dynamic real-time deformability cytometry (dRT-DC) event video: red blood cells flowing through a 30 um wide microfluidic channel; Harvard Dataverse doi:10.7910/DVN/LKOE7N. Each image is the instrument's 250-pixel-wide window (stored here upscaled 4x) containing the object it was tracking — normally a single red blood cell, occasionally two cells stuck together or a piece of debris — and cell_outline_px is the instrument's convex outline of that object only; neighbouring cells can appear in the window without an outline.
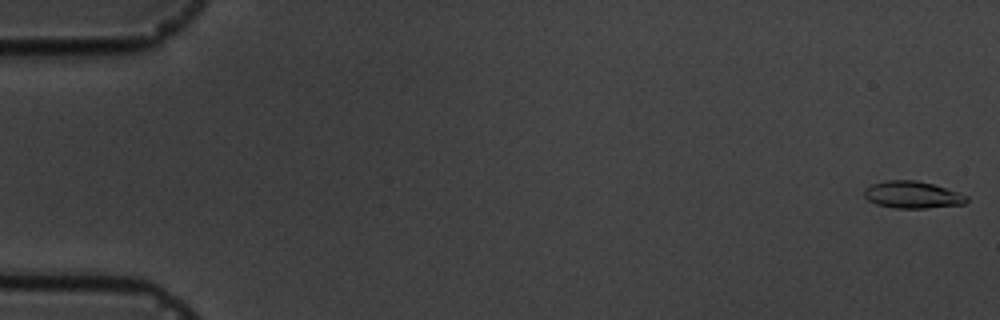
{"species": "common noctule bat (a hibernating species)", "species_latin": "Nyctalus noctula", "temperature_condition": "cold", "stored_images_in_passage": 7, "camera_frame_rate_fps": 3000, "um_per_image_px": 0.085, "animal": {"sex": "male", "body_mass_g": 19.5, "forearm_length_mm": 54.6}, "frame": {"image": 1, "passage_image": 1, "time_ms": 0.0, "image_size_px": [1000, 320], "cell_outline_px": [[968, 200], [964, 204], [924, 208], [896, 208], [876, 204], [868, 200], [864, 196], [864, 188], [872, 184], [884, 180], [916, 180], [932, 184], [960, 192], [968, 196]], "centroid_in_image_um": [77.55, 16.55], "position_along_channel_um": 7.5, "area_um2": 16.18}}
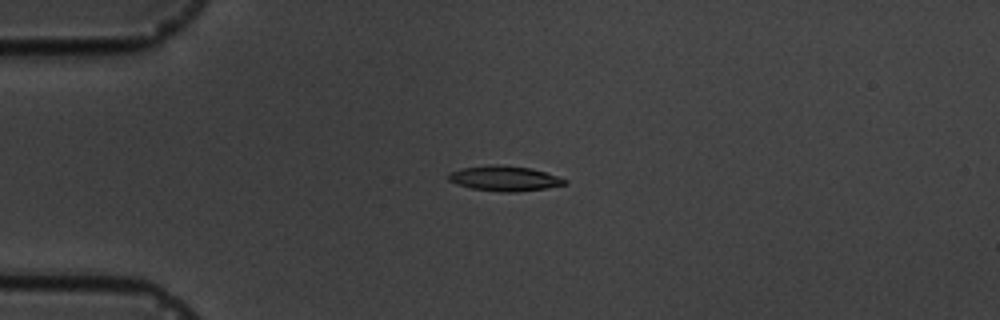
{"frame": {"image": 2, "passage_image": 5, "time_ms": 4.333, "image_size_px": [1000, 320], "cell_outline_px": [[568, 184], [544, 188], [516, 192], [500, 192], [472, 188], [456, 184], [448, 180], [448, 172], [460, 168], [492, 164], [500, 164], [532, 168], [568, 180]], "centroid_in_image_um": [42.85, 15.15], "position_along_channel_um": 42.2, "area_um2": 17.11}}
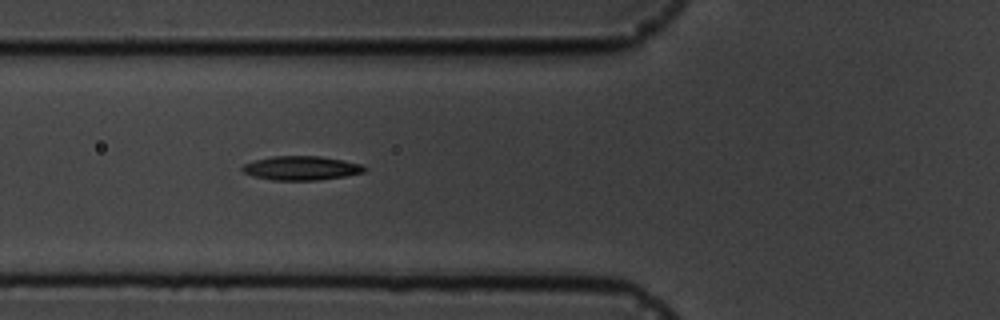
{"frame": {"image": 3, "passage_image": 7, "time_ms": 6.667, "image_size_px": [1000, 320], "cell_outline_px": [[368, 168], [364, 172], [344, 176], [320, 180], [272, 180], [252, 176], [244, 172], [240, 168], [244, 164], [256, 160], [272, 156], [320, 156], [344, 160], [364, 164]], "centroid_in_image_um": [25.64, 14.28], "position_along_channel_um": 100.2, "area_um2": 17.22}}